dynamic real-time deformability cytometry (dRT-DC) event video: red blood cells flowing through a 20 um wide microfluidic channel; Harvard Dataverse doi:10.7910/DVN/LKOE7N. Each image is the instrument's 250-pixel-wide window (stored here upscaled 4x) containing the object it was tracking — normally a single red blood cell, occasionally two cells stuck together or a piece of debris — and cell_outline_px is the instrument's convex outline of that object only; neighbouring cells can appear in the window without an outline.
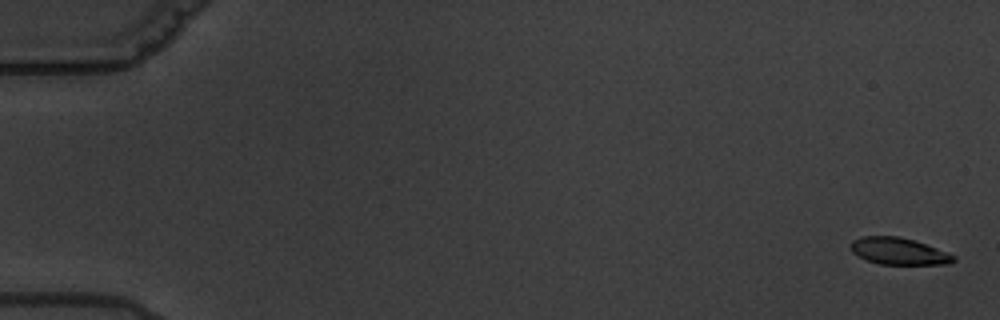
{"species": "common noctule bat (a hibernating species)", "species_latin": "Nyctalus noctula", "temperature_condition": "warm", "stored_images_in_passage": 7, "segment_of_instrument_passage": [1, 2], "camera_frame_rate_fps": 3000, "um_per_image_px": 0.085, "animal": {"sex": "male", "body_mass_g": 19.5, "forearm_length_mm": 54.6}, "frame": {"image": 1, "passage_image": 1, "time_ms": 0.0, "image_size_px": [1000, 320], "cell_outline_px": [[956, 260], [952, 264], [880, 264], [864, 260], [856, 256], [852, 252], [852, 240], [864, 236], [900, 236], [948, 252], [956, 256]], "centroid_in_image_um": [76.39, 21.36], "position_along_channel_um": 8.6, "area_um2": 16.13}}
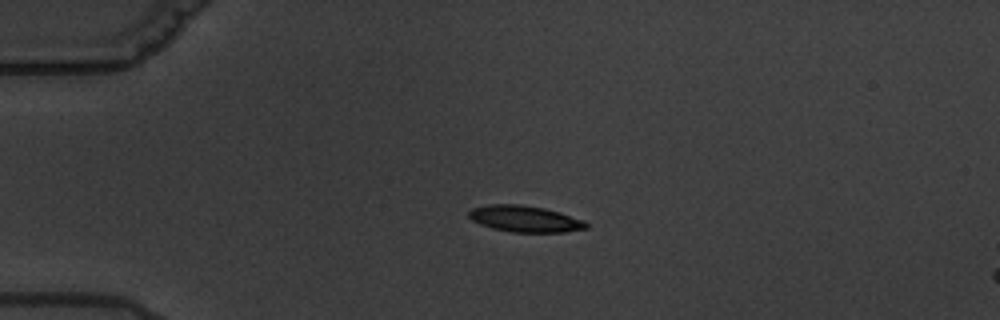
{"frame": {"image": 2, "passage_image": 5, "time_ms": 4.667, "image_size_px": [1000, 320], "cell_outline_px": [[588, 228], [564, 232], [512, 232], [492, 228], [480, 224], [472, 220], [468, 216], [468, 212], [472, 208], [488, 204], [520, 204], [544, 208], [560, 212], [584, 220], [588, 224]], "centroid_in_image_um": [44.61, 18.59], "position_along_channel_um": 40.4, "area_um2": 18.09}}